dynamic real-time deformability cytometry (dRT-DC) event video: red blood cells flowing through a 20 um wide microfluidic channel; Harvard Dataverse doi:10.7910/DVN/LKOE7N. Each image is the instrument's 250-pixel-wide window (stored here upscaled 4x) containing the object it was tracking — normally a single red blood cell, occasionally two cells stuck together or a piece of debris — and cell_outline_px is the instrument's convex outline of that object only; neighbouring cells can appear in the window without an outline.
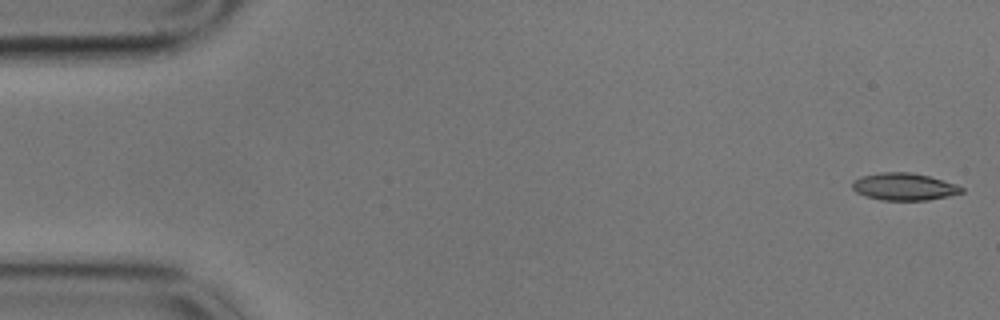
{"species": "common noctule bat (a hibernating species)", "species_latin": "Nyctalus noctula", "temperature_condition": "cold", "stored_images_in_passage": 58, "camera_frame_rate_fps": 3000, "um_per_image_px": 0.085, "animal": {"sex": "male", "body_mass_g": 17.9}, "frame": {"image": 1, "passage_image": 1, "time_ms": 0.0, "image_size_px": [1000, 320], "cell_outline_px": [[964, 192], [948, 196], [928, 200], [880, 200], [864, 196], [856, 192], [852, 188], [852, 184], [856, 180], [864, 176], [884, 172], [908, 172], [928, 176], [956, 184], [964, 188]], "centroid_in_image_um": [76.86, 15.88], "position_along_channel_um": 8.1, "area_um2": 17.17}}
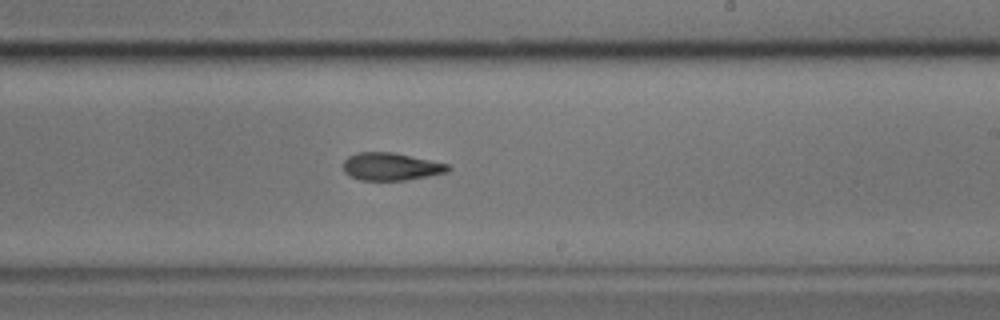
{"frame": {"image": 2, "passage_image": 34, "time_ms": 11.0, "image_size_px": [1000, 320], "cell_outline_px": [[452, 168], [448, 172], [428, 176], [404, 180], [360, 180], [348, 176], [344, 172], [344, 160], [348, 156], [356, 152], [392, 152], [448, 164]], "centroid_in_image_um": [33.21, 14.16], "position_along_channel_um": 255.8, "area_um2": 16.88}}
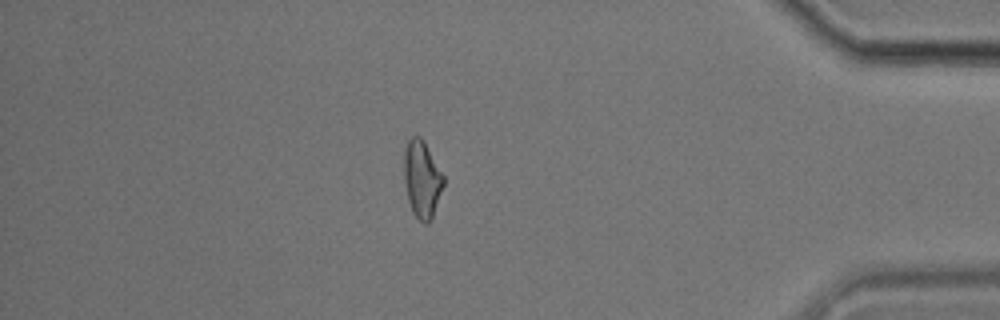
{"frame": {"image": 3, "passage_image": 50, "time_ms": 16.333, "image_size_px": [1000, 320], "cell_outline_px": [[444, 184], [432, 220], [428, 224], [424, 224], [412, 212], [408, 200], [404, 180], [404, 148], [408, 140], [412, 136], [420, 136], [424, 140], [444, 176]], "centroid_in_image_um": [35.87, 15.23], "position_along_channel_um": 399.3, "area_um2": 17.92}, "authors_computed_cell_mechanics": {"area_um2": 17.4845, "velocity_mm_per_s": 3.4112, "shape_relaxation_time_tau1_ms": null, "shape_relaxation_time_tau2_ms": 4.9555, "deformation_change_tau1": null, "deformation_change_tau2": 0.1358}}